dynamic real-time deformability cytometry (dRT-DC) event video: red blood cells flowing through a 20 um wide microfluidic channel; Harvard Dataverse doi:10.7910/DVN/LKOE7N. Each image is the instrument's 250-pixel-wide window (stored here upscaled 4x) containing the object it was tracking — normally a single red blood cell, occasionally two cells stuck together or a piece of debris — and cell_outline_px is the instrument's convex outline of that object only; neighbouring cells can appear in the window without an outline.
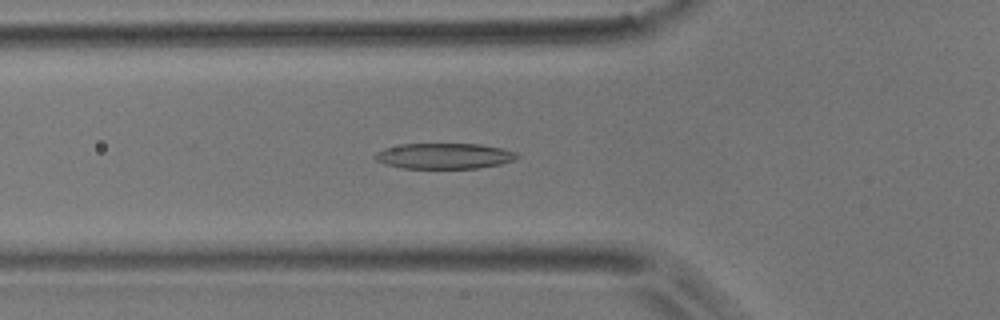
{"species": "common noctule bat (a hibernating species)", "species_latin": "Nyctalus noctula", "temperature_condition": "room temperature", "stored_images_in_passage": 49, "camera_frame_rate_fps": 3000, "um_per_image_px": 0.085, "animal": {"sex": "male", "body_mass_g": 17.9}, "frame": {"image": 1, "passage_image": 16, "time_ms": 5.0, "image_size_px": [1000, 320], "cell_outline_px": [[520, 156], [512, 160], [500, 164], [476, 168], [400, 168], [384, 164], [376, 160], [372, 156], [376, 152], [384, 148], [400, 144], [480, 144], [504, 148], [516, 152]], "centroid_in_image_um": [37.73, 13.25], "position_along_channel_um": 88.1, "area_um2": 21.33}}
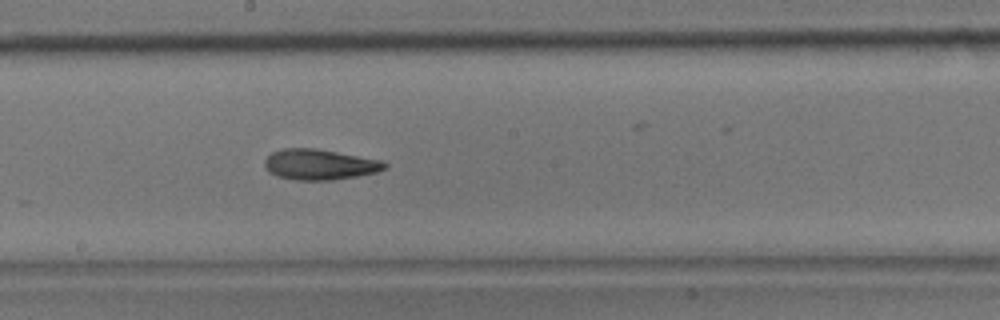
{"frame": {"image": 2, "passage_image": 26, "time_ms": 8.333, "image_size_px": [1000, 320], "cell_outline_px": [[388, 168], [376, 172], [356, 176], [332, 180], [296, 180], [276, 176], [268, 172], [264, 168], [264, 160], [272, 152], [284, 148], [316, 148], [384, 160], [388, 164]], "centroid_in_image_um": [27.18, 13.98], "position_along_channel_um": 221.0, "area_um2": 21.68}}
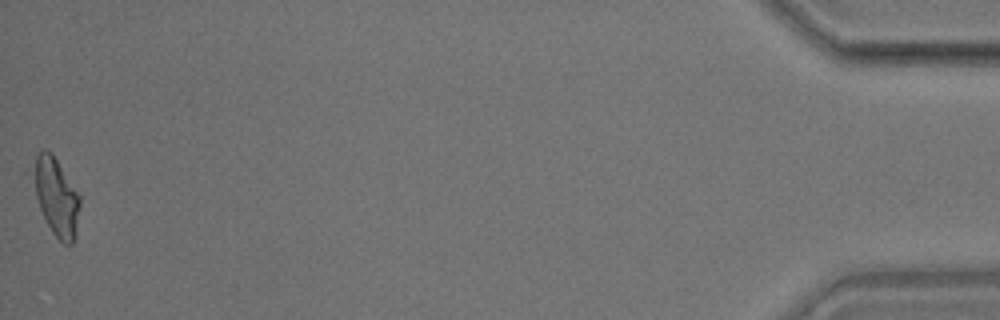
{"frame": {"image": 3, "passage_image": 49, "time_ms": 16.0, "image_size_px": [1000, 320], "cell_outline_px": [[80, 204], [76, 232], [72, 244], [64, 244], [52, 232], [20, 172], [44, 148], [52, 152], [80, 196]], "centroid_in_image_um": [4.56, 16.56], "position_along_channel_um": 430.6, "area_um2": 23.0}, "authors_computed_cell_mechanics": {"area_um2": 21.675, "velocity_mm_per_s": 3.9681, "shape_relaxation_time_tau1_ms": 6.4158, "shape_relaxation_time_tau2_ms": 3.389, "deformation_change_tau1": 0.1915, "deformation_change_tau2": 0.1325}}